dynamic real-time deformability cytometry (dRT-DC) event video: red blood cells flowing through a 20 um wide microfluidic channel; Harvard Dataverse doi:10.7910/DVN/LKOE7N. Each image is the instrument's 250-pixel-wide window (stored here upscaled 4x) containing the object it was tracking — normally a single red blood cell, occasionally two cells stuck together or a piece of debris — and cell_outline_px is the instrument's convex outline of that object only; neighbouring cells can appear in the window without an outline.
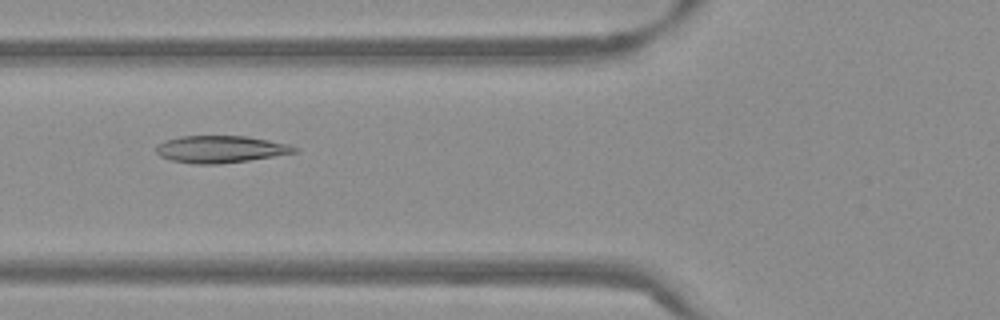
{"species": "Egyptian fruit bat (a non-hibernating species)", "species_latin": "Rousettus aegyptiacus", "temperature_condition": "warm", "stored_images_in_passage": 40, "camera_frame_rate_fps": 3000, "um_per_image_px": 0.085, "frame": {"image": 1, "passage_image": 7, "time_ms": 2.0, "image_size_px": [1000, 320], "cell_outline_px": [[300, 148], [296, 152], [248, 160], [220, 164], [192, 164], [172, 160], [160, 156], [156, 152], [156, 144], [164, 140], [180, 136], [248, 136], [288, 144]], "centroid_in_image_um": [18.71, 12.68], "position_along_channel_um": 107.1, "area_um2": 21.85}}
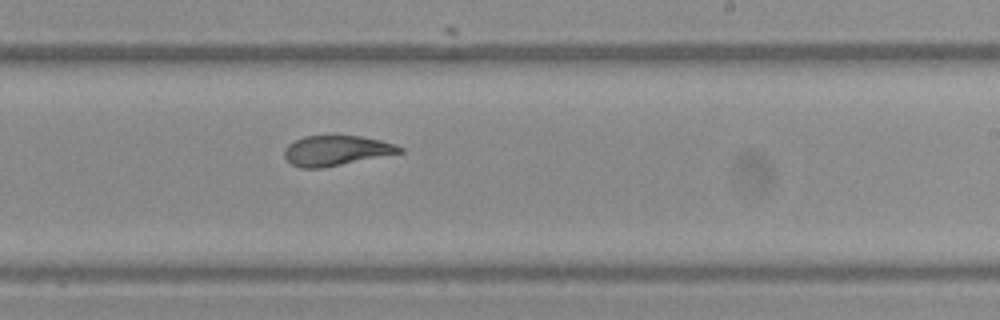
{"frame": {"image": 2, "passage_image": 19, "time_ms": 6.0, "image_size_px": [1000, 320], "cell_outline_px": [[404, 152], [324, 168], [300, 168], [292, 164], [284, 156], [284, 148], [288, 144], [304, 136], [360, 136], [380, 140], [396, 144], [404, 148]], "centroid_in_image_um": [28.59, 12.8], "position_along_channel_um": 260.4, "area_um2": 20.23}}
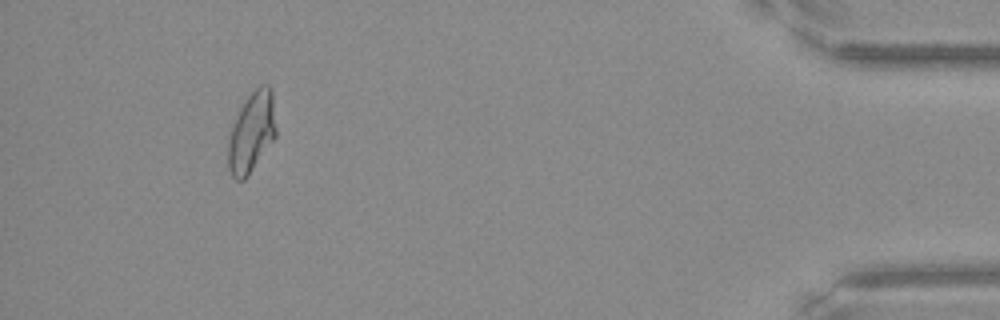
{"frame": {"image": 3, "passage_image": 36, "time_ms": 11.667, "image_size_px": [1000, 320], "cell_outline_px": [[276, 136], [248, 176], [244, 180], [236, 180], [232, 176], [228, 168], [228, 140], [236, 116], [240, 108], [248, 96], [260, 84], [268, 84], [272, 88], [276, 128]], "centroid_in_image_um": [21.4, 11.24], "position_along_channel_um": 413.8, "area_um2": 22.43}, "authors_computed_cell_mechanics": {"area_um2": 21.7328, "velocity_mm_per_s": 3.8293, "shape_relaxation_time_tau1_ms": null, "shape_relaxation_time_tau2_ms": 1.9188, "deformation_change_tau1": null, "deformation_change_tau2": 0.0728}}